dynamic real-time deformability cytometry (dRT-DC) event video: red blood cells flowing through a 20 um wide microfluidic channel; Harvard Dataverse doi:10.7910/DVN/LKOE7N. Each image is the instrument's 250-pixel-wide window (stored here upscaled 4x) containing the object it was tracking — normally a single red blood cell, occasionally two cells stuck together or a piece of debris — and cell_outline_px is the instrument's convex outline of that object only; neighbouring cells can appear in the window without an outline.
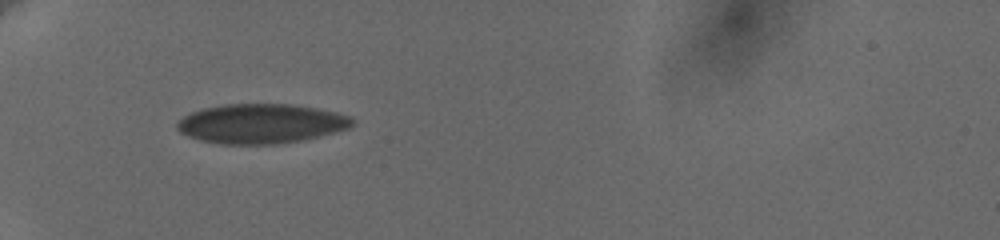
{"species": "human", "species_latin": "Homo sapiens", "temperature_condition": "cold", "stored_images_in_passage": 51, "camera_frame_rate_fps": 3000, "um_per_image_px": 0.085, "donor": {"sex": "female"}, "frame": {"image": 1, "passage_image": 1, "time_ms": 0.0, "image_size_px": [1000, 240], "cell_outline_px": [[352, 124], [348, 128], [300, 140], [276, 144], [224, 144], [200, 140], [188, 136], [180, 132], [176, 128], [176, 124], [184, 116], [192, 112], [204, 108], [224, 104], [292, 104], [316, 108], [336, 112], [352, 116]], "centroid_in_image_um": [22.16, 10.5], "position_along_channel_um": 62.8, "area_um2": 40.0}}
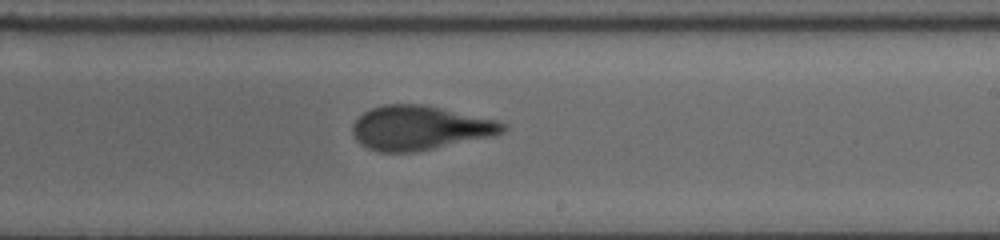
{"frame": {"image": 2, "passage_image": 18, "time_ms": 5.667, "image_size_px": [1000, 240], "cell_outline_px": [[508, 128], [504, 132], [492, 136], [412, 152], [380, 152], [368, 148], [360, 144], [356, 140], [352, 132], [352, 124], [364, 112], [372, 108], [384, 104], [424, 104], [500, 120], [508, 124]], "centroid_in_image_um": [35.71, 10.85], "position_along_channel_um": 253.3, "area_um2": 38.84}}
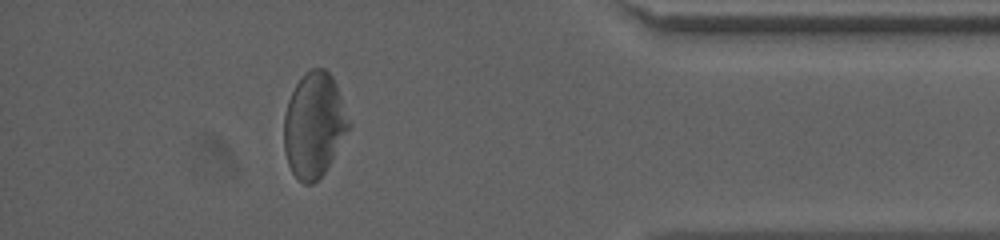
{"frame": {"image": 3, "passage_image": 41, "time_ms": 10.667, "image_size_px": [1000, 240], "cell_outline_px": [[352, 124], [324, 172], [312, 184], [304, 184], [292, 172], [288, 164], [284, 152], [284, 116], [288, 100], [296, 84], [312, 68], [324, 68], [332, 76], [336, 84]], "centroid_in_image_um": [26.7, 10.62], "position_along_channel_um": 408.5, "area_um2": 39.25}}